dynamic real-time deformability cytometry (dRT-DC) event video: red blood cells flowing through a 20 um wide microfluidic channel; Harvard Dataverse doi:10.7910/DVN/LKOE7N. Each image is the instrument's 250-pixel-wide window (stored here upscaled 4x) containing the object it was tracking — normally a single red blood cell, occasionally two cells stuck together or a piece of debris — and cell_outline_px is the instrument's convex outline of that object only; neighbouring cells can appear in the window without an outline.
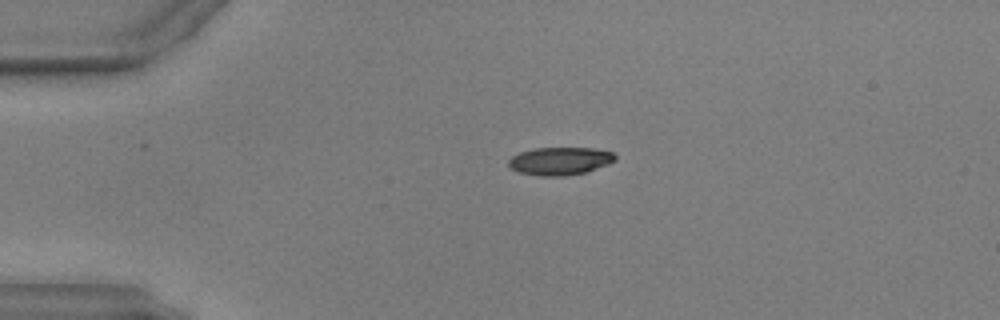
{"species": "common noctule bat (a hibernating species)", "species_latin": "Nyctalus noctula", "temperature_condition": "warm", "stored_images_in_passage": 6, "camera_frame_rate_fps": 3000, "um_per_image_px": 0.085, "animal": {"sex": "male", "body_mass_g": 17.9, "forearm_length_mm": 54.2}, "frame": {"image": 1, "passage_image": 2, "time_ms": 0.333, "image_size_px": [1000, 320], "cell_outline_px": [[616, 160], [608, 164], [584, 172], [564, 176], [540, 176], [520, 172], [508, 168], [508, 160], [512, 156], [520, 152], [536, 148], [592, 148], [612, 152], [616, 156]], "centroid_in_image_um": [47.57, 13.69], "position_along_channel_um": 37.4, "area_um2": 17.22}}